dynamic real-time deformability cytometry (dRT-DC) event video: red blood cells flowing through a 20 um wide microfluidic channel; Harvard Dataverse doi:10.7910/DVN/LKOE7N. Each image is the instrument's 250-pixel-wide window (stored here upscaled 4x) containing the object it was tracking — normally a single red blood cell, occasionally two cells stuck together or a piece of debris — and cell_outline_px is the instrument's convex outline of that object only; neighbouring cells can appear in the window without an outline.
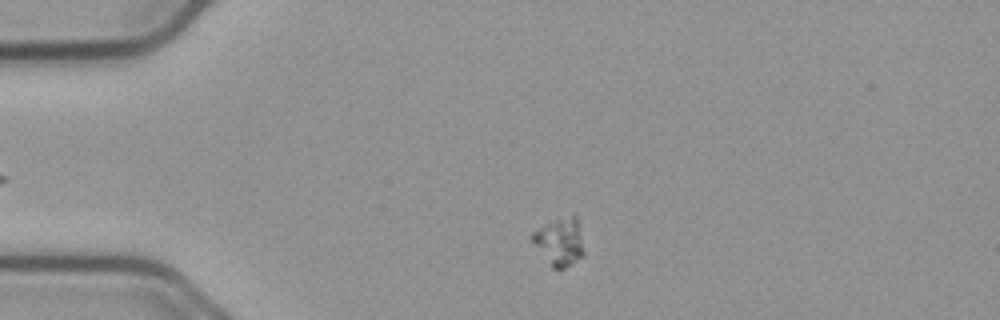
{"species": "common noctule bat (a hibernating species)", "species_latin": "Nyctalus noctula", "temperature_condition": "cold", "stored_images_in_passage": 35, "segment_of_instrument_passage": [1, 2], "camera_frame_rate_fps": 3000, "um_per_image_px": 0.085, "animal": {"sex": "male", "body_mass_g": 23.1, "forearm_length_mm": 52.7}, "frame": {"image": 1, "passage_image": 2, "time_ms": 0.333, "image_size_px": [1000, 320], "cell_outline_px": [[584, 256], [572, 264], [564, 268], [552, 268], [528, 236], [532, 232], [572, 212], [576, 216], [584, 252]], "centroid_in_image_um": [47.57, 20.55], "position_along_channel_um": 37.4, "area_um2": 14.22}}
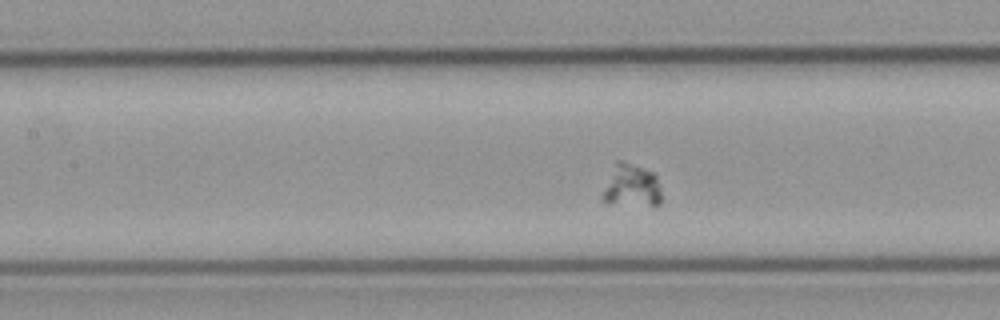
{"frame": {"image": 2, "passage_image": 15, "time_ms": 4.667, "image_size_px": [1000, 320], "cell_outline_px": [[660, 204], [608, 204], [604, 200], [604, 192], [616, 160], [620, 160], [652, 172], [656, 176], [660, 188]], "centroid_in_image_um": [53.7, 15.79], "position_along_channel_um": 153.7, "area_um2": 13.93}}
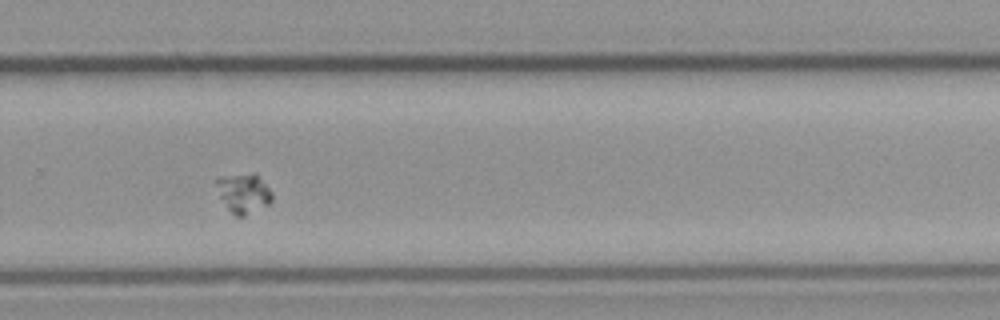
{"frame": {"image": 3, "passage_image": 28, "time_ms": 9.0, "image_size_px": [1000, 320], "cell_outline_px": [[272, 200], [268, 204], [244, 216], [236, 216], [228, 208], [220, 196], [216, 184], [216, 180], [220, 176], [252, 172], [256, 172], [272, 192]], "centroid_in_image_um": [20.72, 16.38], "position_along_channel_um": 309.1, "area_um2": 12.77}}